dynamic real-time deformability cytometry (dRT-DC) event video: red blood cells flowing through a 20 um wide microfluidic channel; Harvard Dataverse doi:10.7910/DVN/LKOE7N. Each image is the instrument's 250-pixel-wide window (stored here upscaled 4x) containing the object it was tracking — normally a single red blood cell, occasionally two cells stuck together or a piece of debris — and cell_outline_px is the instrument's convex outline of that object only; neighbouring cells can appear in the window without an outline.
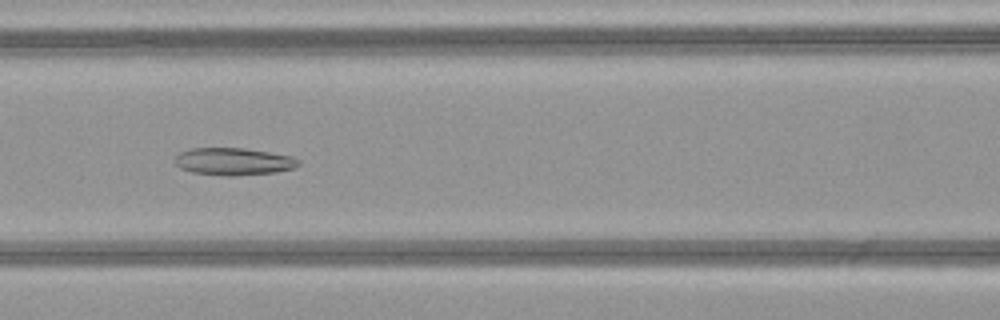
{"species": "common noctule bat (a hibernating species)", "species_latin": "Nyctalus noctula", "temperature_condition": "warm", "stored_images_in_passage": 17, "camera_frame_rate_fps": 3000, "um_per_image_px": 0.085, "animal": {"sex": "female", "body_mass_g": 21.9}, "frame": {"image": 1, "passage_image": 8, "time_ms": 2.333, "image_size_px": [1000, 320], "cell_outline_px": [[300, 164], [292, 168], [276, 172], [236, 176], [228, 176], [192, 172], [180, 168], [172, 160], [180, 152], [192, 148], [244, 148], [292, 156], [300, 160]], "centroid_in_image_um": [19.83, 13.73], "position_along_channel_um": 146.8, "area_um2": 19.71}}